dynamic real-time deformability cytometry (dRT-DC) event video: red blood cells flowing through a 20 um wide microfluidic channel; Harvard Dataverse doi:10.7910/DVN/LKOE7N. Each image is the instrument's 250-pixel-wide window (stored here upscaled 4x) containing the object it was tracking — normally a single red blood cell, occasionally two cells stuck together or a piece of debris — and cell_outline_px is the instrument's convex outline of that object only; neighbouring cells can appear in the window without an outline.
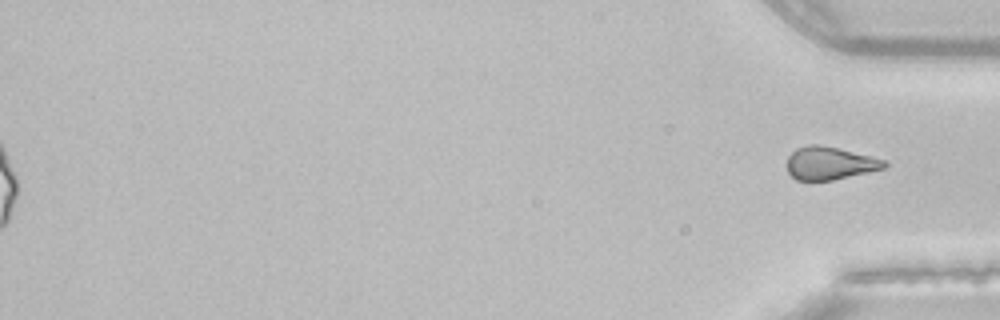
{"species": "common noctule bat (a hibernating species)", "species_latin": "Nyctalus noctula", "temperature_condition": "room temperature", "stored_images_in_passage": 39, "segment_of_instrument_passage": [2, 2], "camera_frame_rate_fps": 3000, "um_per_image_px": 0.085, "animal": {"sex": "female", "body_mass_g": 22.7, "forearm_length_mm": 54.2}, "frame": {"image": 1, "passage_image": 39, "time_ms": 12.667, "image_size_px": [1000, 320], "cell_outline_px": [[888, 164], [884, 168], [832, 180], [796, 180], [788, 172], [788, 156], [796, 148], [808, 144], [816, 144], [836, 148], [884, 160]], "centroid_in_image_um": [70.48, 13.87], "position_along_channel_um": 364.7, "area_um2": 18.21}}